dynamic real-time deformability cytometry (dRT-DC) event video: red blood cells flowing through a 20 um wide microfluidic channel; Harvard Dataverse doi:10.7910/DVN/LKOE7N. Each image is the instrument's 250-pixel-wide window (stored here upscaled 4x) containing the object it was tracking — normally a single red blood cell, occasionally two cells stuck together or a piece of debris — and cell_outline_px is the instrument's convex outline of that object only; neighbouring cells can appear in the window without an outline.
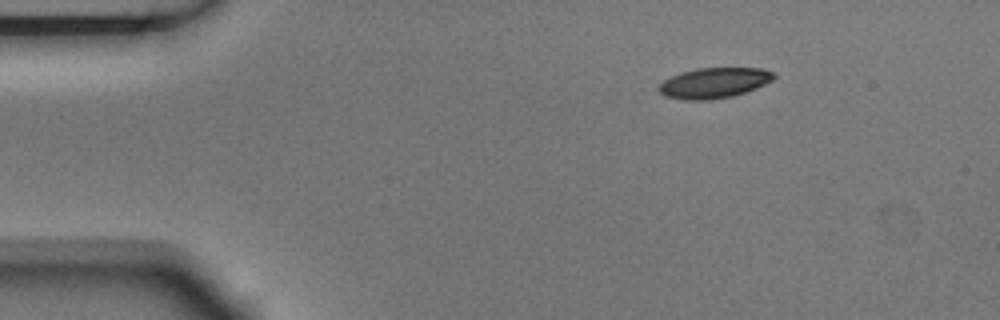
{"species": "Egyptian fruit bat (a non-hibernating species)", "species_latin": "Rousettus aegyptiacus", "temperature_condition": "room temperature", "stored_images_in_passage": 47, "camera_frame_rate_fps": 3000, "um_per_image_px": 0.085, "animal": {"sex": "male"}, "frame": {"image": 1, "passage_image": 1, "time_ms": 0.0, "image_size_px": [1000, 320], "cell_outline_px": [[776, 76], [772, 80], [756, 88], [732, 96], [704, 100], [684, 100], [664, 96], [656, 88], [664, 80], [680, 72], [696, 68], [764, 68], [772, 72]], "centroid_in_image_um": [60.66, 7.04], "position_along_channel_um": 24.3, "area_um2": 20.35}}
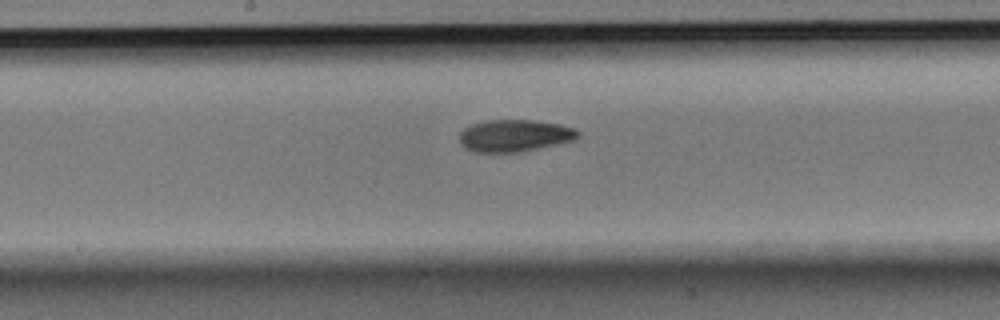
{"frame": {"image": 2, "passage_image": 21, "time_ms": 6.667, "image_size_px": [1000, 320], "cell_outline_px": [[580, 136], [576, 140], [520, 152], [476, 152], [464, 148], [460, 144], [460, 132], [464, 128], [472, 124], [484, 120], [532, 120], [560, 124], [576, 128], [580, 132]], "centroid_in_image_um": [43.76, 11.52], "position_along_channel_um": 204.4, "area_um2": 22.37}}
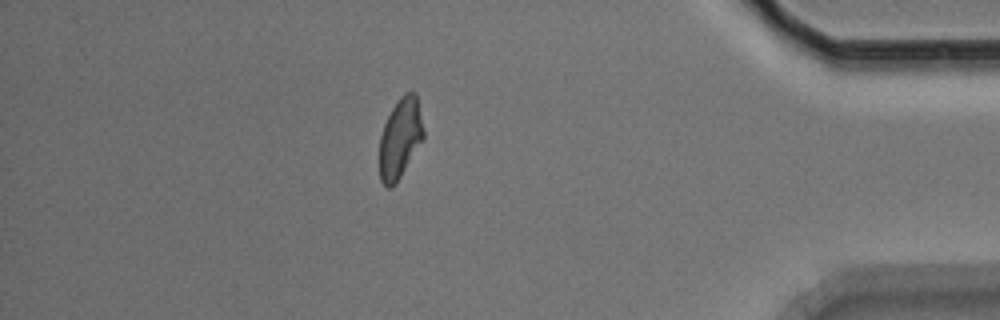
{"frame": {"image": 3, "passage_image": 40, "time_ms": 13.0, "image_size_px": [1000, 320], "cell_outline_px": [[424, 136], [396, 184], [388, 188], [380, 180], [380, 136], [384, 124], [396, 100], [404, 92], [416, 92], [424, 128]], "centroid_in_image_um": [34.02, 11.71], "position_along_channel_um": 401.2, "area_um2": 20.4}, "authors_computed_cell_mechanics": {"area_um2": 21.4438, "velocity_mm_per_s": 3.73, "shape_relaxation_time_tau1_ms": 4.6088, "shape_relaxation_time_tau2_ms": 4.4453, "deformation_change_tau1": 0.1485, "deformation_change_tau2": 0.098}}